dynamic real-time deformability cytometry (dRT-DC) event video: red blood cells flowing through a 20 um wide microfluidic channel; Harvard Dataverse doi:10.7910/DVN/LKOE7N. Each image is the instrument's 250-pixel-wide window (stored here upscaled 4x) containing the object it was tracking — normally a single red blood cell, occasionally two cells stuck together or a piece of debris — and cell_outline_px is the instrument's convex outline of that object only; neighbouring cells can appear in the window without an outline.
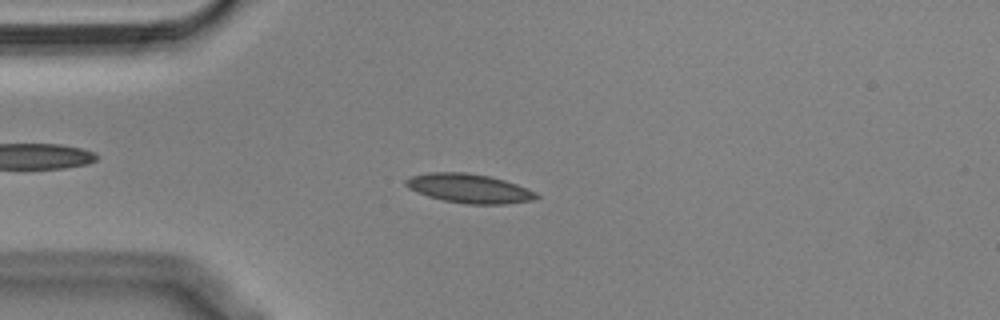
{"species": "Egyptian fruit bat (a non-hibernating species)", "species_latin": "Rousettus aegyptiacus", "temperature_condition": "cold", "stored_images_in_passage": 55, "camera_frame_rate_fps": 3000, "um_per_image_px": 0.085, "animal": {"sex": "male"}, "frame": {"image": 1, "passage_image": 13, "time_ms": 4.0, "image_size_px": [1000, 320], "cell_outline_px": [[540, 196], [532, 200], [508, 204], [464, 204], [444, 200], [428, 196], [416, 192], [408, 188], [404, 184], [404, 180], [412, 176], [428, 172], [464, 172], [488, 176], [504, 180], [516, 184], [536, 192]], "centroid_in_image_um": [39.86, 16.02], "position_along_channel_um": 45.1, "area_um2": 22.14}}
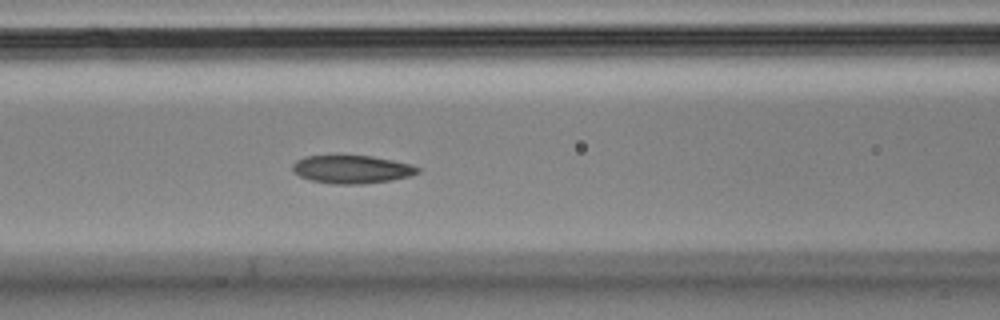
{"frame": {"image": 2, "passage_image": 22, "time_ms": 7.0, "image_size_px": [1000, 320], "cell_outline_px": [[420, 172], [412, 176], [392, 180], [364, 184], [332, 184], [312, 180], [300, 176], [292, 168], [292, 164], [296, 160], [304, 156], [372, 156], [412, 164], [420, 168]], "centroid_in_image_um": [29.95, 14.4], "position_along_channel_um": 136.6, "area_um2": 20.52}}
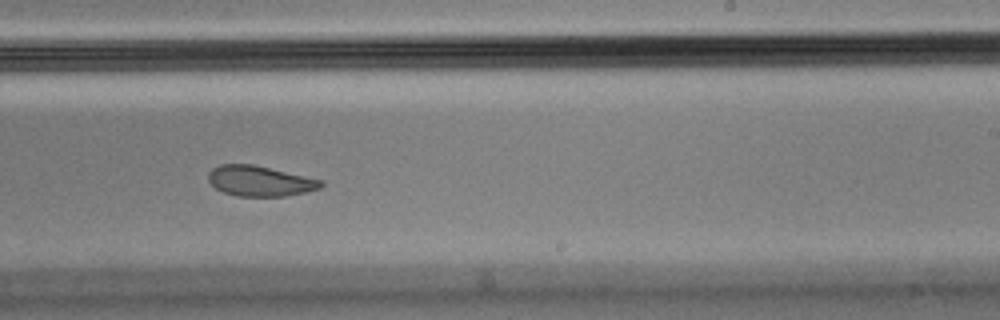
{"frame": {"image": 3, "passage_image": 33, "time_ms": 10.667, "image_size_px": [1000, 320], "cell_outline_px": [[324, 184], [320, 188], [304, 192], [284, 196], [236, 196], [224, 192], [216, 188], [208, 180], [208, 172], [212, 168], [220, 164], [252, 164], [324, 180]], "centroid_in_image_um": [22.08, 15.38], "position_along_channel_um": 266.9, "area_um2": 19.88}, "authors_computed_cell_mechanics": {"area_um2": 21.1548, "velocity_mm_per_s": 3.5577, "shape_relaxation_time_tau1_ms": null, "shape_relaxation_time_tau2_ms": 2.9323, "deformation_change_tau1": null, "deformation_change_tau2": 0.0772}}